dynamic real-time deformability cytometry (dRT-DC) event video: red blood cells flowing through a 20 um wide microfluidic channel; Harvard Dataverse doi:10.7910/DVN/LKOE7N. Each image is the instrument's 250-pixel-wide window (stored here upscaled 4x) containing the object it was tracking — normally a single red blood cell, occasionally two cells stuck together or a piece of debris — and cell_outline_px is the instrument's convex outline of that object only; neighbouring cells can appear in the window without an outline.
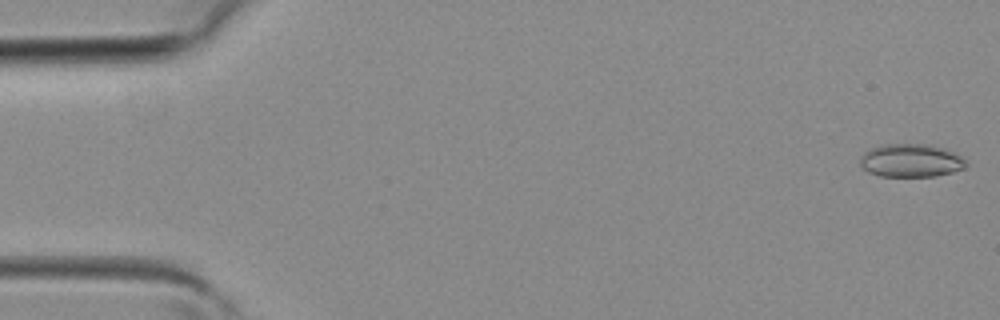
{"species": "common noctule bat (a hibernating species)", "species_latin": "Nyctalus noctula", "temperature_condition": "room temperature", "stored_images_in_passage": 3, "camera_frame_rate_fps": 3000, "um_per_image_px": 0.085, "animal": {"sex": "female", "body_mass_g": 19.3, "forearm_length_mm": 54.1}, "frame": {"image": 1, "passage_image": 1, "time_ms": 0.0, "image_size_px": [1000, 320], "cell_outline_px": [[968, 164], [964, 168], [952, 172], [936, 176], [880, 176], [868, 172], [860, 164], [860, 156], [864, 152], [872, 148], [884, 144], [928, 144], [944, 148], [964, 156]], "centroid_in_image_um": [77.46, 13.64], "position_along_channel_um": 7.5, "area_um2": 20.63}}